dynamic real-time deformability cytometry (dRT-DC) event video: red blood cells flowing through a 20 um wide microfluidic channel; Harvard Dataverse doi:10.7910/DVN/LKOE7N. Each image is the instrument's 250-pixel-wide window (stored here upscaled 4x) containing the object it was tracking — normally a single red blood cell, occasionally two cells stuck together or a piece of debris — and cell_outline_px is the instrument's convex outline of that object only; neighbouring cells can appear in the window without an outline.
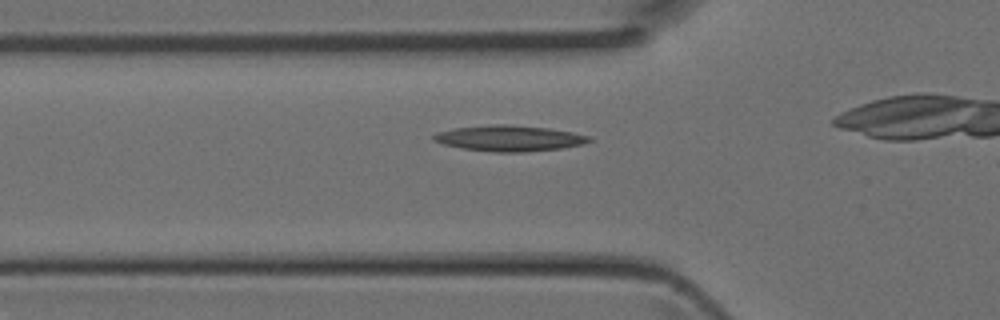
{"species": "Egyptian fruit bat (a non-hibernating species)", "species_latin": "Rousettus aegyptiacus", "temperature_condition": "room temperature", "stored_images_in_passage": 8, "camera_frame_rate_fps": 3000, "um_per_image_px": 0.085, "animal": {"sex": "female"}, "frame": {"image": 1, "passage_image": 4, "time_ms": 1.0, "image_size_px": [1000, 320], "cell_outline_px": [[592, 140], [584, 144], [560, 148], [524, 152], [492, 152], [460, 148], [444, 144], [432, 140], [432, 136], [440, 132], [456, 128], [492, 124], [508, 124], [548, 128], [572, 132], [588, 136]], "centroid_in_image_um": [43.29, 11.76], "position_along_channel_um": 82.5, "area_um2": 23.24}}
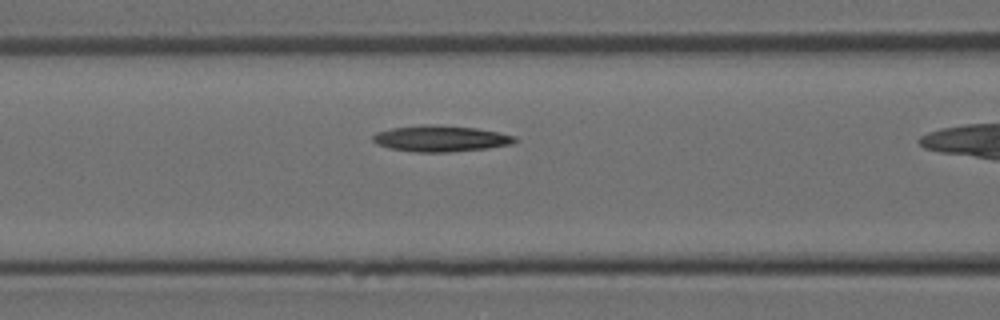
{"frame": {"image": 2, "passage_image": 7, "time_ms": 2.0, "image_size_px": [1000, 320], "cell_outline_px": [[520, 140], [512, 144], [488, 148], [452, 152], [416, 152], [388, 148], [376, 144], [372, 140], [372, 136], [376, 132], [392, 128], [424, 124], [476, 128], [516, 136]], "centroid_in_image_um": [37.45, 11.79], "position_along_channel_um": 129.1, "area_um2": 21.68}}